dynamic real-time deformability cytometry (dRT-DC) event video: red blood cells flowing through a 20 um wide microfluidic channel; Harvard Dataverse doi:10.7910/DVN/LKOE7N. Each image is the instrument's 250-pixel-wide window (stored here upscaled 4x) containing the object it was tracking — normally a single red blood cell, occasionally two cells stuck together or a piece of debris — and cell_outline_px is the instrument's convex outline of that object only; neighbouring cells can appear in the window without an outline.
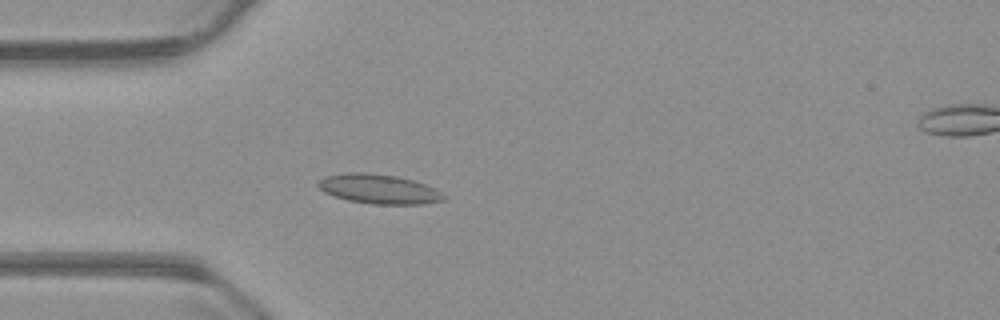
{"species": "common noctule bat (a hibernating species)", "species_latin": "Nyctalus noctula", "temperature_condition": "warm", "stored_images_in_passage": 55, "camera_frame_rate_fps": 3000, "um_per_image_px": 0.085, "animal": {"sex": "male", "body_mass_g": 23.1, "forearm_length_mm": 52.7}, "frame": {"image": 1, "passage_image": 15, "time_ms": 4.667, "image_size_px": [1000, 320], "cell_outline_px": [[448, 200], [420, 204], [372, 204], [348, 200], [324, 192], [316, 184], [316, 180], [324, 176], [344, 172], [368, 172], [396, 176], [412, 180], [436, 188], [448, 196]], "centroid_in_image_um": [32.21, 16.06], "position_along_channel_um": 52.8, "area_um2": 21.91}}
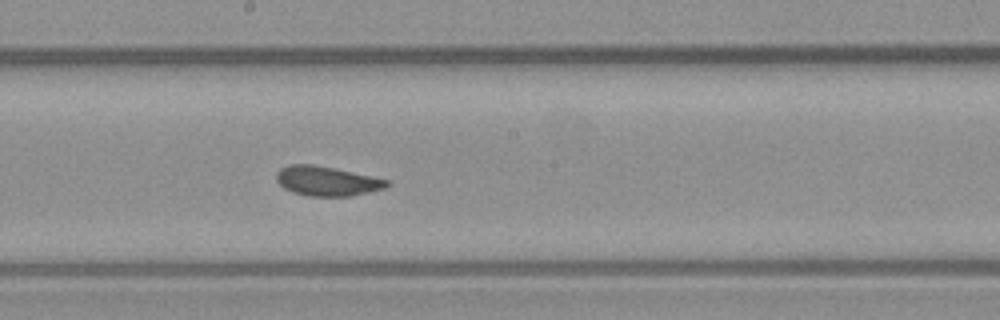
{"frame": {"image": 2, "passage_image": 29, "time_ms": 9.333, "image_size_px": [1000, 320], "cell_outline_px": [[392, 184], [384, 188], [352, 196], [308, 196], [292, 192], [284, 188], [276, 180], [276, 172], [280, 168], [288, 164], [312, 164], [372, 176], [388, 180]], "centroid_in_image_um": [27.76, 15.39], "position_along_channel_um": 220.4, "area_um2": 19.02}}
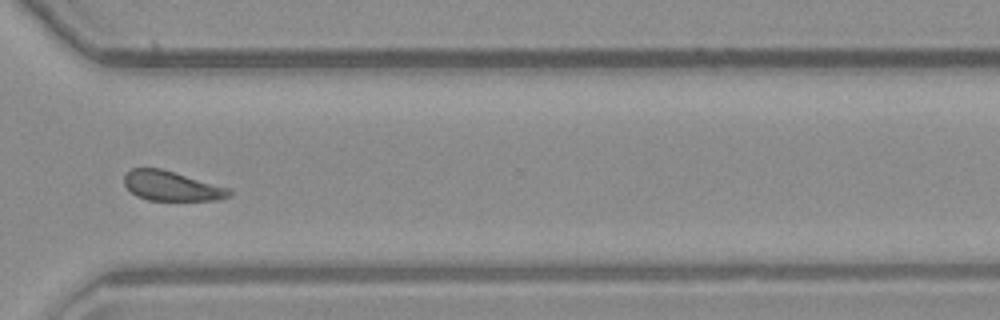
{"frame": {"image": 3, "passage_image": 40, "time_ms": 13.0, "image_size_px": [1000, 320], "cell_outline_px": [[232, 196], [216, 200], [148, 200], [136, 196], [124, 184], [124, 176], [132, 168], [160, 168], [232, 188]], "centroid_in_image_um": [14.64, 15.81], "position_along_channel_um": 356.0, "area_um2": 18.26}, "authors_computed_cell_mechanics": {"area_um2": 19.4786, "velocity_mm_per_s": 3.7095, "shape_relaxation_time_tau1_ms": null, "shape_relaxation_time_tau2_ms": 0.8512, "deformation_change_tau1": null, "deformation_change_tau2": 0.0701}}